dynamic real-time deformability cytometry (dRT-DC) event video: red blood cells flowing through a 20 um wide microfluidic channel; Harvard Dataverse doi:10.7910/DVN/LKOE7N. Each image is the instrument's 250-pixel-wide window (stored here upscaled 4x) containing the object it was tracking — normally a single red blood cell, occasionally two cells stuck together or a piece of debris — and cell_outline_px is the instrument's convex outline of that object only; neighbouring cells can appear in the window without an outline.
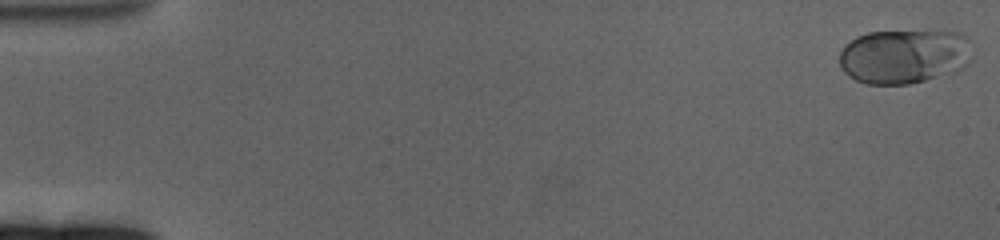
{"species": "human", "species_latin": "Homo sapiens", "temperature_condition": "cold", "stored_images_in_passage": 62, "camera_frame_rate_fps": 3000, "um_per_image_px": 0.085, "donor": {"sex": "female"}, "frame": {"image": 1, "passage_image": 1, "time_ms": 0.0, "image_size_px": [1000, 240], "cell_outline_px": [[972, 60], [964, 68], [952, 72], [924, 80], [908, 84], [864, 84], [848, 76], [840, 68], [840, 52], [844, 44], [856, 36], [868, 32], [940, 28], [956, 32], [964, 36], [968, 40]], "centroid_in_image_um": [76.85, 4.74], "position_along_channel_um": 8.1, "area_um2": 43.35}}
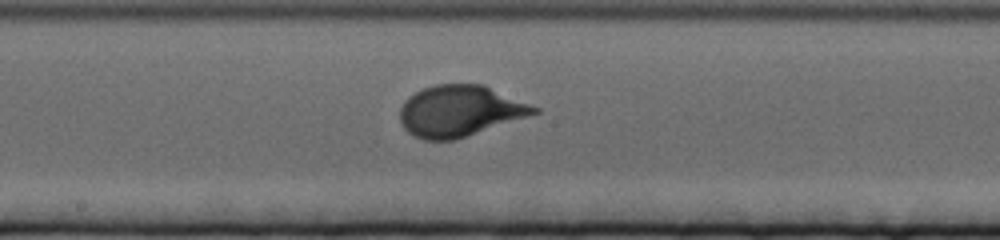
{"frame": {"image": 2, "passage_image": 34, "time_ms": 11.0, "image_size_px": [1000, 240], "cell_outline_px": [[540, 112], [456, 140], [424, 140], [412, 136], [404, 128], [400, 120], [400, 108], [404, 100], [408, 96], [424, 88], [436, 84], [484, 84], [540, 108]], "centroid_in_image_um": [39.08, 9.43], "position_along_channel_um": 209.1, "area_um2": 40.11}}
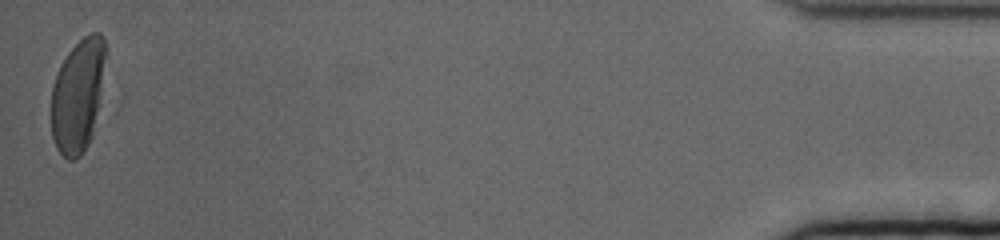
{"frame": {"image": 3, "passage_image": 62, "time_ms": 20.333, "image_size_px": [1000, 240], "cell_outline_px": [[104, 56], [96, 112], [92, 136], [88, 144], [80, 156], [76, 160], [68, 160], [56, 148], [52, 136], [52, 84], [56, 72], [60, 64], [68, 52], [84, 36], [92, 32], [100, 32], [104, 36]], "centroid_in_image_um": [6.56, 8.13], "position_along_channel_um": 428.6, "area_um2": 34.97}, "authors_computed_cell_mechanics": {"area_um2": 37.9168, "velocity_mm_per_s": 3.2484, "shape_relaxation_time_tau1_ms": 3.502, "shape_relaxation_time_tau2_ms": null, "deformation_change_tau1": 0.158, "deformation_change_tau2": null}}